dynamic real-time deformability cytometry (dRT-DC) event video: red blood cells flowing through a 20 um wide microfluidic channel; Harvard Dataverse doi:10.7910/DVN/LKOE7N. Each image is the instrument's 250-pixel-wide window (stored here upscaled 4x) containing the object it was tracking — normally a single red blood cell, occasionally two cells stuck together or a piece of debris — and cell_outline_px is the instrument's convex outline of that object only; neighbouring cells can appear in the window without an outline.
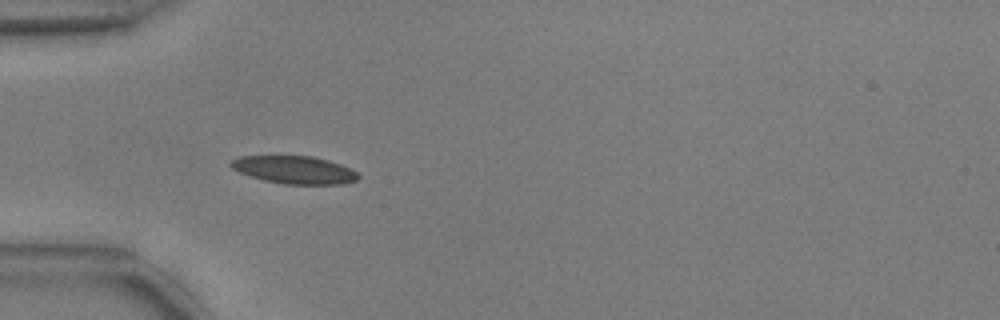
{"species": "common noctule bat (a hibernating species)", "species_latin": "Nyctalus noctula", "temperature_condition": "warm", "stored_images_in_passage": 38, "camera_frame_rate_fps": 3000, "um_per_image_px": 0.085, "animal": {"sex": "male", "body_mass_g": 17.9, "forearm_length_mm": 54.2}, "frame": {"image": 1, "passage_image": 1, "time_ms": 0.0, "image_size_px": [1000, 320], "cell_outline_px": [[360, 176], [356, 180], [344, 184], [284, 184], [264, 180], [248, 176], [232, 168], [228, 164], [232, 160], [240, 156], [312, 156], [328, 160], [340, 164], [356, 172]], "centroid_in_image_um": [25.0, 14.44], "position_along_channel_um": 60.0, "area_um2": 20.52}}
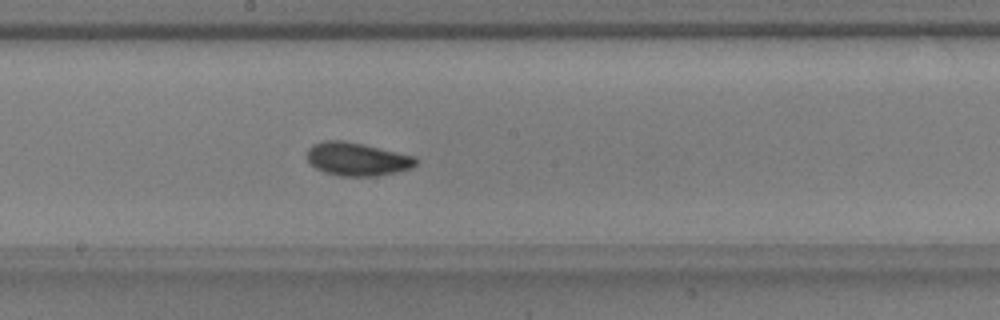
{"frame": {"image": 2, "passage_image": 14, "time_ms": 4.333, "image_size_px": [1000, 320], "cell_outline_px": [[416, 164], [412, 168], [396, 172], [376, 176], [340, 176], [324, 172], [316, 168], [308, 160], [308, 148], [312, 144], [324, 140], [344, 140], [364, 144], [416, 156]], "centroid_in_image_um": [30.36, 13.51], "position_along_channel_um": 217.8, "area_um2": 21.15}}
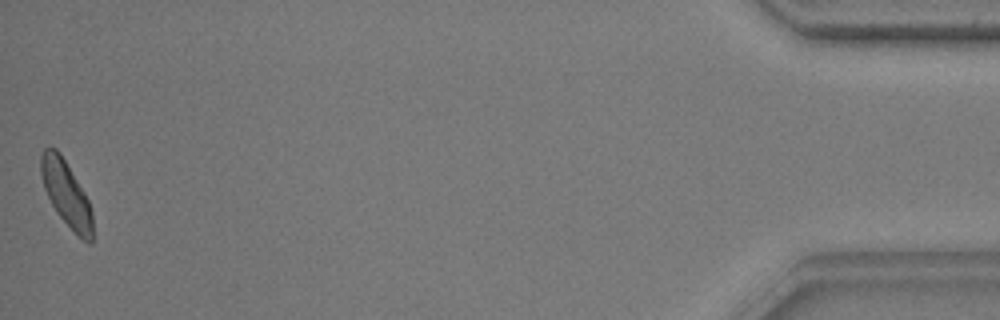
{"frame": {"image": 3, "passage_image": 38, "time_ms": 12.333, "image_size_px": [1000, 320], "cell_outline_px": [[92, 240], [88, 244], [56, 212], [44, 188], [40, 172], [40, 156], [44, 148], [56, 148], [60, 152], [84, 192], [88, 200], [92, 212]], "centroid_in_image_um": [5.61, 16.41], "position_along_channel_um": 429.6, "area_um2": 19.25}, "authors_computed_cell_mechanics": {"area_um2": 19.8832, "velocity_mm_per_s": 3.7369, "shape_relaxation_time_tau1_ms": 3.1872, "shape_relaxation_time_tau2_ms": 4.8933, "deformation_change_tau1": 0.1078, "deformation_change_tau2": 0.1022}}